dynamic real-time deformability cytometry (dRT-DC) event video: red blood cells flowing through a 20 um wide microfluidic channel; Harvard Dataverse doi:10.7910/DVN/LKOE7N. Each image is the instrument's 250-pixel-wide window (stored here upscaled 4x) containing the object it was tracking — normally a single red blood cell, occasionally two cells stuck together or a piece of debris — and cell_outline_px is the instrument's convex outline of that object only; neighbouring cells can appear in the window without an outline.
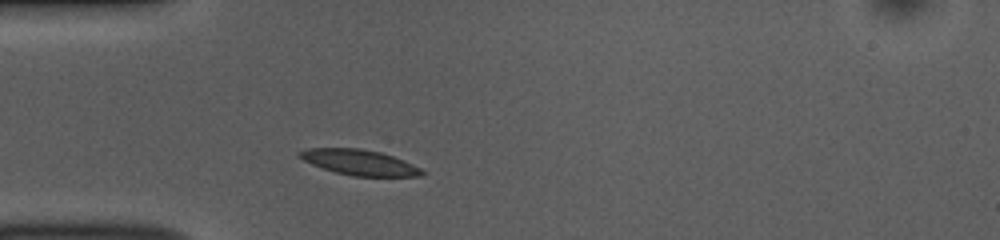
{"species": "common noctule bat (a hibernating species)", "species_latin": "Nyctalus noctula", "temperature_condition": "room temperature", "stored_images_in_passage": 40, "camera_frame_rate_fps": 3000, "um_per_image_px": 0.085, "animal": {"sex": "female", "body_mass_g": 10.0, "forearm_length_mm": 53.1}, "frame": {"image": 1, "passage_image": 1, "time_ms": 0.0, "image_size_px": [1000, 240], "cell_outline_px": [[428, 172], [420, 176], [352, 176], [336, 172], [312, 164], [296, 156], [296, 152], [308, 148], [360, 148], [380, 152], [392, 156], [412, 164]], "centroid_in_image_um": [30.53, 13.8], "position_along_channel_um": 54.5, "area_um2": 18.09}}
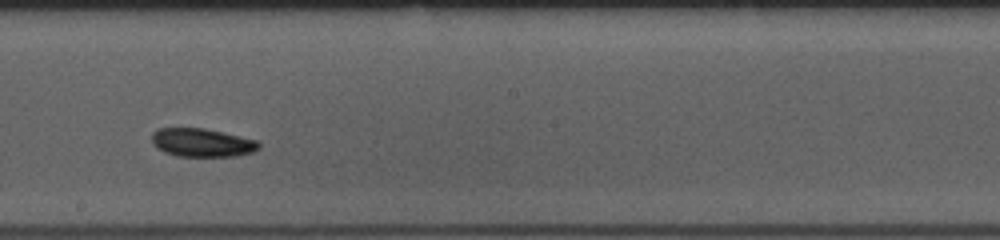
{"frame": {"image": 2, "passage_image": 16, "time_ms": 5.0, "image_size_px": [1000, 240], "cell_outline_px": [[260, 148], [252, 152], [236, 156], [176, 156], [164, 152], [156, 148], [152, 144], [152, 132], [156, 128], [204, 128], [224, 132], [256, 140], [260, 144]], "centroid_in_image_um": [17.14, 12.12], "position_along_channel_um": 231.1, "area_um2": 17.86}}
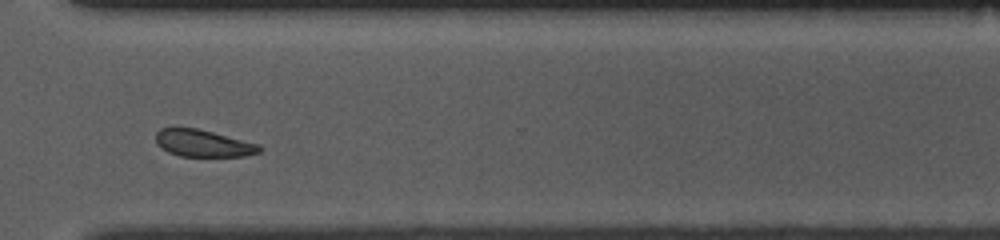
{"frame": {"image": 3, "passage_image": 26, "time_ms": 8.333, "image_size_px": [1000, 240], "cell_outline_px": [[264, 148], [260, 152], [244, 156], [180, 156], [168, 152], [160, 148], [156, 144], [156, 132], [160, 128], [196, 128], [260, 144]], "centroid_in_image_um": [17.27, 12.18], "position_along_channel_um": 353.3, "area_um2": 16.36}, "authors_computed_cell_mechanics": {"area_um2": 17.8891, "velocity_mm_per_s": 3.6643, "shape_relaxation_time_tau1_ms": 2.4744, "shape_relaxation_time_tau2_ms": null, "deformation_change_tau1": 0.0735, "deformation_change_tau2": null}}